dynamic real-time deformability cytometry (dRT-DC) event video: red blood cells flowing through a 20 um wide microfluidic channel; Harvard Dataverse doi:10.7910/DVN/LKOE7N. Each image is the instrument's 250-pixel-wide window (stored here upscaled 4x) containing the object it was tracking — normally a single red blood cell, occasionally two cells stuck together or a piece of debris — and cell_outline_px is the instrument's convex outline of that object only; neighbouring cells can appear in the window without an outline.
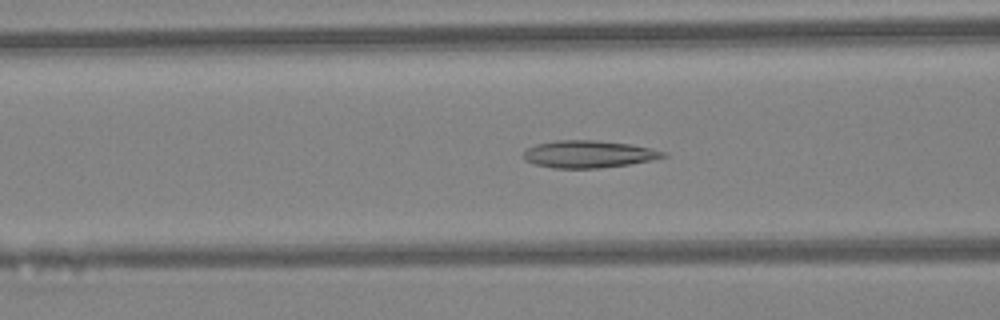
{"species": "Egyptian fruit bat (a non-hibernating species)", "species_latin": "Rousettus aegyptiacus", "temperature_condition": "warm", "stored_images_in_passage": 45, "camera_frame_rate_fps": 3000, "um_per_image_px": 0.085, "animal": {"sex": "female"}, "frame": {"image": 1, "passage_image": 18, "time_ms": 5.667, "image_size_px": [1000, 320], "cell_outline_px": [[668, 156], [652, 160], [628, 164], [600, 168], [552, 168], [536, 164], [524, 160], [524, 152], [528, 148], [536, 144], [556, 140], [592, 140], [632, 144], [652, 148], [668, 152]], "centroid_in_image_um": [50.07, 13.1], "position_along_channel_um": 116.5, "area_um2": 22.25}}
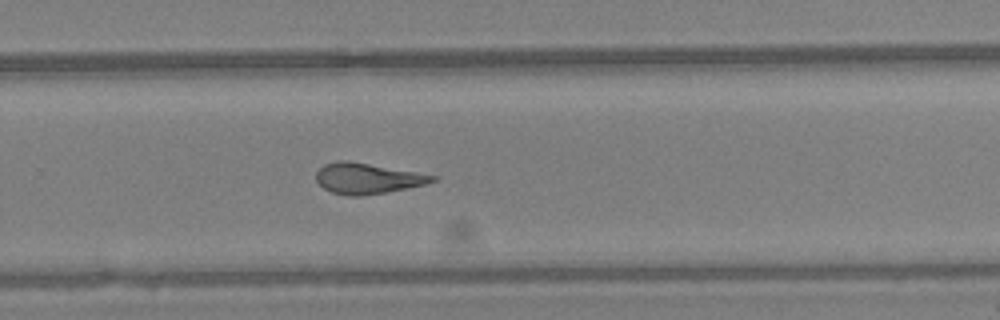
{"frame": {"image": 2, "passage_image": 30, "time_ms": 9.667, "image_size_px": [1000, 320], "cell_outline_px": [[436, 180], [424, 184], [384, 192], [360, 196], [348, 196], [332, 192], [324, 188], [316, 180], [316, 172], [324, 164], [340, 160], [348, 160], [416, 172], [436, 176]], "centroid_in_image_um": [31.17, 15.15], "position_along_channel_um": 298.6, "area_um2": 20.4}}
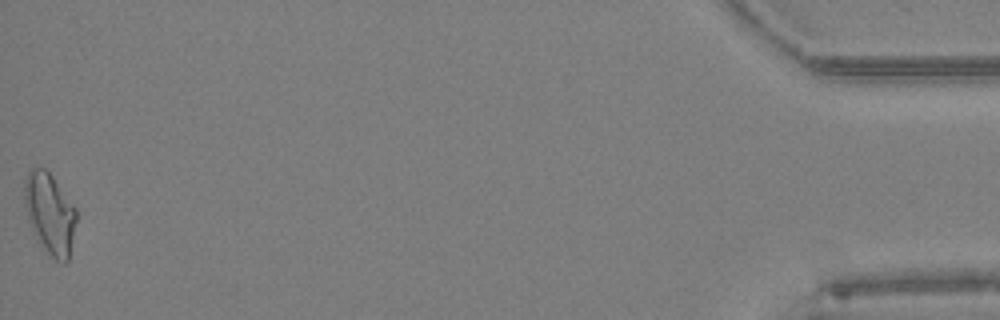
{"frame": {"image": 3, "passage_image": 45, "time_ms": 14.667, "image_size_px": [1000, 320], "cell_outline_px": [[76, 220], [68, 260], [64, 264], [60, 264], [48, 252], [32, 228], [28, 220], [24, 200], [24, 180], [28, 172], [32, 168], [44, 168], [52, 176], [76, 208]], "centroid_in_image_um": [4.24, 18.12], "position_along_channel_um": 431.0, "area_um2": 23.93}, "authors_computed_cell_mechanics": {"area_um2": 21.7328, "velocity_mm_per_s": 4.5755, "shape_relaxation_time_tau1_ms": null, "shape_relaxation_time_tau2_ms": 2.7718, "deformation_change_tau1": null, "deformation_change_tau2": 0.1113}}